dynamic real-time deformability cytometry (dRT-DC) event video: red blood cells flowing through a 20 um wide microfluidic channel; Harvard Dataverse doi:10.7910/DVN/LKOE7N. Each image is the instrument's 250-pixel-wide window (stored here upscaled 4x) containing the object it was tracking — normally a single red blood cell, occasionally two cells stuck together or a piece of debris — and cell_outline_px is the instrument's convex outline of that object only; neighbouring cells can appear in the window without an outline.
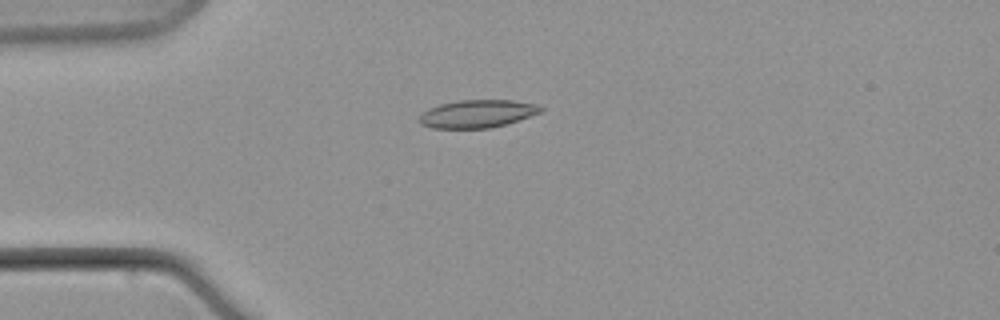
{"species": "common noctule bat (a hibernating species)", "species_latin": "Nyctalus noctula", "temperature_condition": "warm", "stored_images_in_passage": 8, "camera_frame_rate_fps": 3000, "um_per_image_px": 0.085, "animal": {"sex": "male", "body_mass_g": 21.5, "forearm_length_mm": 52.0}, "frame": {"image": 1, "passage_image": 6, "time_ms": 6.0, "image_size_px": [1000, 320], "cell_outline_px": [[544, 112], [504, 124], [488, 128], [432, 128], [420, 124], [416, 120], [428, 108], [440, 104], [460, 100], [512, 100], [540, 104], [544, 108]], "centroid_in_image_um": [40.59, 9.66], "position_along_channel_um": 44.4, "area_um2": 19.83}}
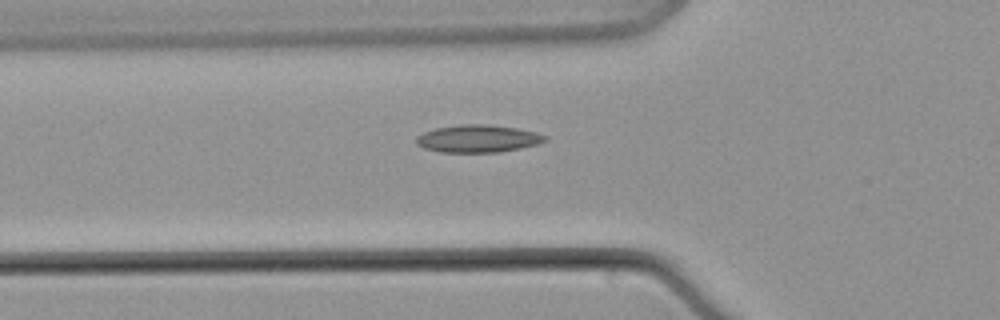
{"frame": {"image": 2, "passage_image": 8, "time_ms": 8.333, "image_size_px": [1000, 320], "cell_outline_px": [[548, 136], [544, 140], [536, 144], [520, 148], [500, 152], [440, 152], [424, 148], [416, 144], [416, 136], [424, 132], [436, 128], [460, 124], [488, 124], [516, 128], [536, 132]], "centroid_in_image_um": [40.59, 11.78], "position_along_channel_um": 85.2, "area_um2": 20.58}}